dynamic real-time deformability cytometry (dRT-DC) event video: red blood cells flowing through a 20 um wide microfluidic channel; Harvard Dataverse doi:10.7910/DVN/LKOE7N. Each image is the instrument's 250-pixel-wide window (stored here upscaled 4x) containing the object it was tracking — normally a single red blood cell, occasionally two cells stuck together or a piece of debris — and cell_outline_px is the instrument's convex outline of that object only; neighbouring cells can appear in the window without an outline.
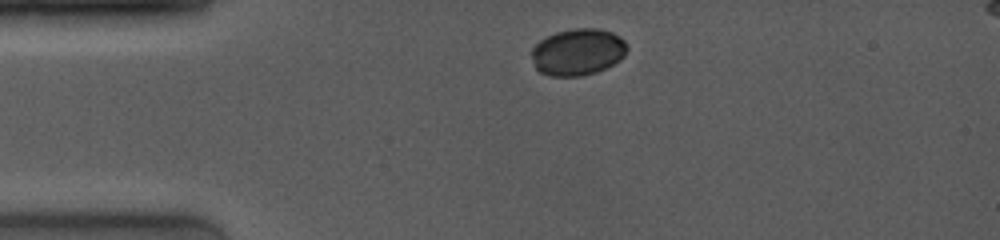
{"species": "common noctule bat (a hibernating species)", "species_latin": "Nyctalus noctula", "temperature_condition": "room temperature", "stored_images_in_passage": 2, "camera_frame_rate_fps": 4000, "um_per_image_px": 0.085, "animal": {"sex": "female", "body_mass_g": 19.0, "forearm_length_mm": 53.3}, "frame": {"image": 1, "passage_image": 1, "time_ms": 0.0, "image_size_px": [1000, 240], "cell_outline_px": [[628, 48], [624, 56], [620, 60], [596, 72], [580, 76], [548, 76], [540, 72], [536, 68], [532, 56], [532, 48], [540, 40], [556, 32], [572, 28], [600, 28], [612, 32], [620, 36], [624, 40]], "centroid_in_image_um": [49.13, 4.41], "position_along_channel_um": 35.9, "area_um2": 26.07}}